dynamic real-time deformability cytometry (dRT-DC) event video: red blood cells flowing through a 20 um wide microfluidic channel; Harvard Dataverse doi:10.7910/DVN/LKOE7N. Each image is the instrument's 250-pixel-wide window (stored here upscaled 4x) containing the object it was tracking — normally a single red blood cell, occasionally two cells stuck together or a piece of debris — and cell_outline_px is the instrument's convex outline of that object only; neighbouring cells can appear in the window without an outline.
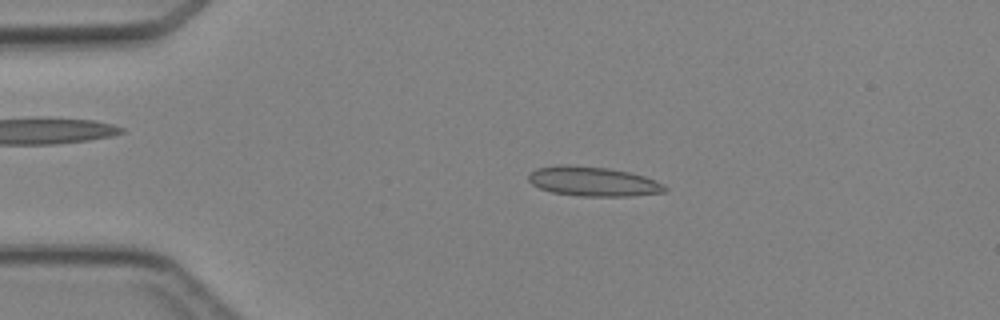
{"species": "Egyptian fruit bat (a non-hibernating species)", "species_latin": "Rousettus aegyptiacus", "temperature_condition": "cold", "stored_images_in_passage": 3, "camera_frame_rate_fps": 3000, "um_per_image_px": 0.085, "animal": {"sex": "female"}, "frame": {"image": 1, "passage_image": 2, "time_ms": 1.0, "image_size_px": [1000, 320], "cell_outline_px": [[668, 188], [664, 192], [632, 196], [580, 196], [552, 192], [540, 188], [532, 184], [528, 180], [528, 172], [536, 168], [560, 164], [568, 164], [608, 168], [628, 172], [644, 176], [664, 184]], "centroid_in_image_um": [50.38, 15.41], "position_along_channel_um": 34.6, "area_um2": 23.58}}